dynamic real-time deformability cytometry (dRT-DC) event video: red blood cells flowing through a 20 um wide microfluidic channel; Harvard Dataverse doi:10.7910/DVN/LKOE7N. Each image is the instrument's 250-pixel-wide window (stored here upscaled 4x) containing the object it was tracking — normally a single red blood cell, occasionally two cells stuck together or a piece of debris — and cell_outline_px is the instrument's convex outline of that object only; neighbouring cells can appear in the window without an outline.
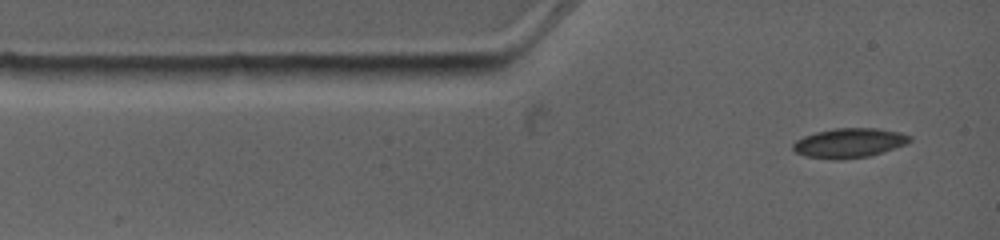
{"species": "common noctule bat (a hibernating species)", "species_latin": "Nyctalus noctula", "temperature_condition": "warm", "stored_images_in_passage": 3, "camera_frame_rate_fps": 4500, "um_per_image_px": 0.085, "animal": {"sex": "female", "body_mass_g": 19.0, "forearm_length_mm": 53.3}, "frame": {"image": 1, "passage_image": 1, "time_ms": 0.0, "image_size_px": [1000, 240], "cell_outline_px": [[912, 140], [908, 144], [868, 156], [840, 160], [832, 160], [804, 156], [796, 152], [792, 148], [792, 144], [796, 140], [804, 136], [816, 132], [836, 128], [876, 128], [900, 132], [912, 136]], "centroid_in_image_um": [72.19, 12.15], "position_along_channel_um": 12.8, "area_um2": 20.23}}
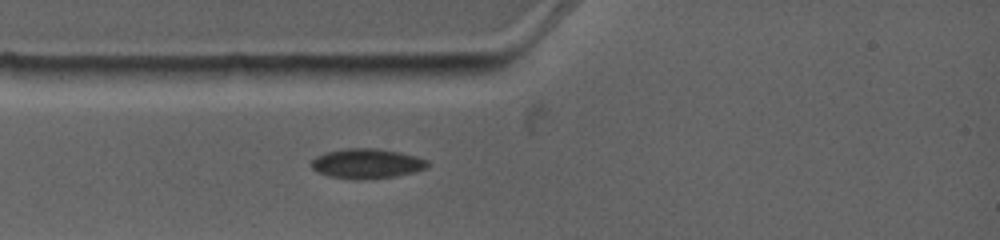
{"frame": {"image": 2, "passage_image": 3, "time_ms": 1.778, "image_size_px": [1000, 240], "cell_outline_px": [[428, 164], [424, 168], [412, 172], [396, 176], [356, 180], [352, 180], [328, 176], [312, 168], [312, 160], [316, 156], [324, 152], [344, 148], [376, 148], [400, 152], [416, 156], [428, 160]], "centroid_in_image_um": [31.15, 13.89], "position_along_channel_um": 53.9, "area_um2": 20.17}}